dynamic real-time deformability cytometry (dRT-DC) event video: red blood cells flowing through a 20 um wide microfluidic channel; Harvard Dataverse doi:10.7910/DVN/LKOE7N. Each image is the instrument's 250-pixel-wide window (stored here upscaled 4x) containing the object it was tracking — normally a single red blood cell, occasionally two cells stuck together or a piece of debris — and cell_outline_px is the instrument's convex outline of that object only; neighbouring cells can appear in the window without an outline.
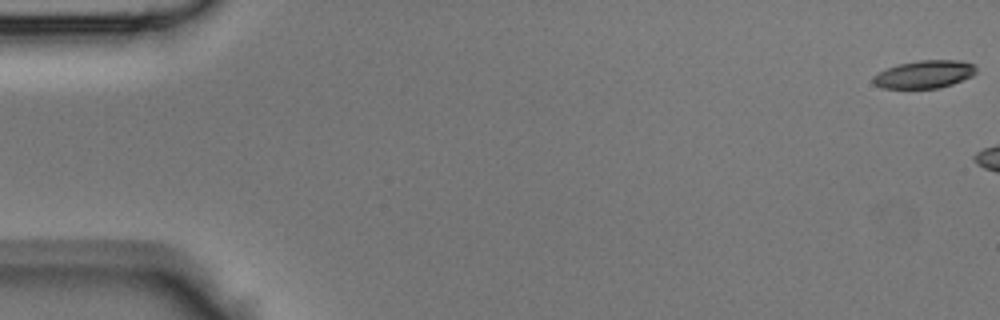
{"species": "Egyptian fruit bat (a non-hibernating species)", "species_latin": "Rousettus aegyptiacus", "temperature_condition": "room temperature", "stored_images_in_passage": 5, "camera_frame_rate_fps": 3000, "um_per_image_px": 0.085, "animal": {"sex": "male"}, "frame": {"image": 1, "passage_image": 1, "time_ms": 0.0, "image_size_px": [1000, 320], "cell_outline_px": [[976, 72], [972, 76], [952, 84], [940, 88], [880, 88], [872, 80], [872, 76], [896, 64], [916, 60], [964, 60], [976, 64]], "centroid_in_image_um": [78.6, 6.3], "position_along_channel_um": 6.4, "area_um2": 16.88}}